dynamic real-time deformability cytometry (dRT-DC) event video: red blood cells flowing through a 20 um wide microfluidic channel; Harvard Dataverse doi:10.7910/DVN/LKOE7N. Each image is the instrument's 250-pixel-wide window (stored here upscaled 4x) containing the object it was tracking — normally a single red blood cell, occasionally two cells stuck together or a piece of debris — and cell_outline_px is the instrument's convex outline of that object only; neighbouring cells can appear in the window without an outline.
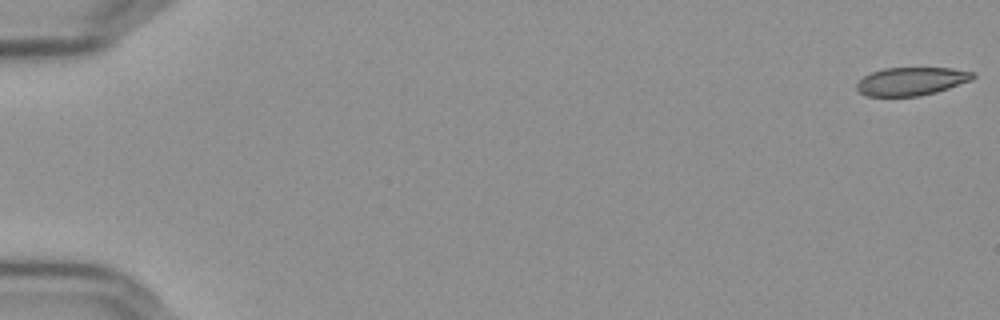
{"species": "Egyptian fruit bat (a non-hibernating species)", "species_latin": "Rousettus aegyptiacus", "temperature_condition": "cold", "stored_images_in_passage": 57, "camera_frame_rate_fps": 3000, "um_per_image_px": 0.085, "frame": {"image": 1, "passage_image": 1, "time_ms": 0.0, "image_size_px": [1000, 320], "cell_outline_px": [[976, 76], [972, 80], [936, 92], [920, 96], [868, 96], [860, 92], [856, 88], [856, 84], [864, 76], [872, 72], [884, 68], [952, 68], [976, 72]], "centroid_in_image_um": [77.5, 6.9], "position_along_channel_um": 7.5, "area_um2": 19.07}}
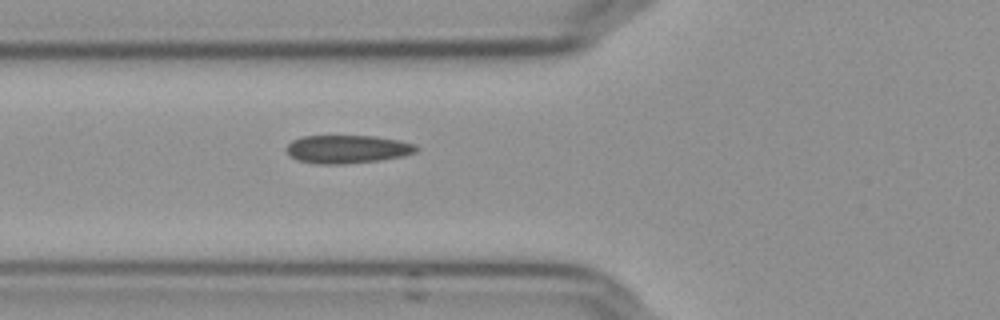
{"frame": {"image": 2, "passage_image": 22, "time_ms": 7.0, "image_size_px": [1000, 320], "cell_outline_px": [[420, 148], [416, 152], [404, 156], [380, 160], [340, 164], [316, 164], [300, 160], [292, 156], [284, 148], [292, 140], [304, 136], [376, 136], [400, 140], [416, 144]], "centroid_in_image_um": [29.58, 12.67], "position_along_channel_um": 96.2, "area_um2": 21.39}}
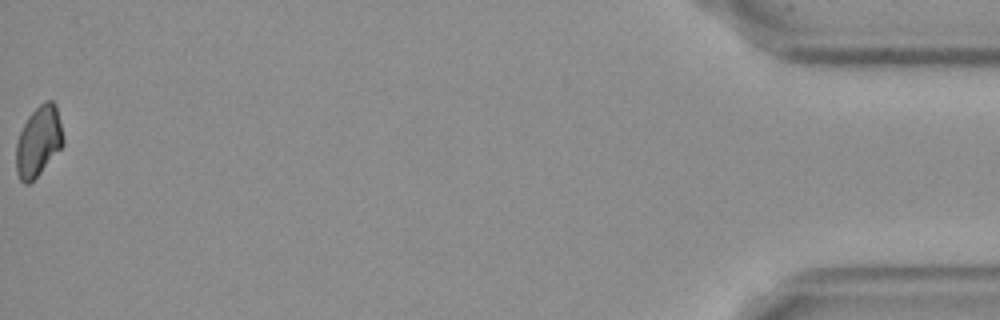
{"frame": {"image": 3, "passage_image": 57, "time_ms": 18.667, "image_size_px": [1000, 320], "cell_outline_px": [[64, 144], [40, 172], [28, 184], [24, 184], [20, 180], [16, 172], [16, 140], [28, 116], [44, 100], [52, 100], [56, 104], [64, 140]], "centroid_in_image_um": [3.26, 11.99], "position_along_channel_um": 431.9, "area_um2": 19.13}}